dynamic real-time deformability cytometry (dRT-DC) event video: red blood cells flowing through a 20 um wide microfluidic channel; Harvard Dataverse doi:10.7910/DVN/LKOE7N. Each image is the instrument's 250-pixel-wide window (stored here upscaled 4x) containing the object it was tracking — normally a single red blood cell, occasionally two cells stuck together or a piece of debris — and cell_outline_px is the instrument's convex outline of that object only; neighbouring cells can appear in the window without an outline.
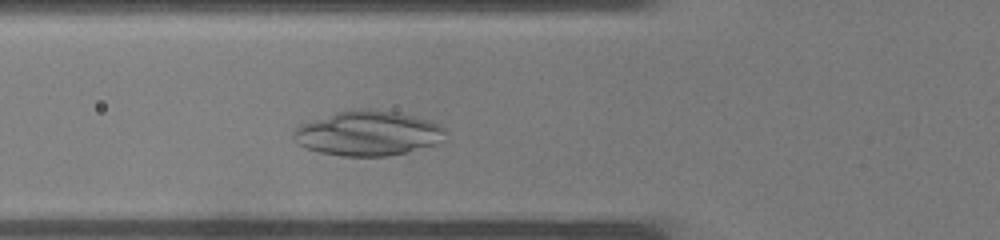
{"species": "common noctule bat (a hibernating species)", "species_latin": "Nyctalus noctula", "temperature_condition": "warm", "stored_images_in_passage": 25, "camera_frame_rate_fps": 3000, "um_per_image_px": 0.085, "animal": {"sex": "male", "body_mass_g": 19.0, "forearm_length_mm": 50.8}, "frame": {"image": 1, "passage_image": 7, "time_ms": 2.0, "image_size_px": [1000, 240], "cell_outline_px": [[448, 128], [444, 140], [436, 144], [388, 156], [344, 156], [320, 152], [308, 148], [300, 144], [292, 136], [296, 128], [300, 124], [336, 112], [360, 108], [396, 112], [416, 116], [440, 124]], "centroid_in_image_um": [31.33, 11.32], "position_along_channel_um": 94.5, "area_um2": 39.54}}
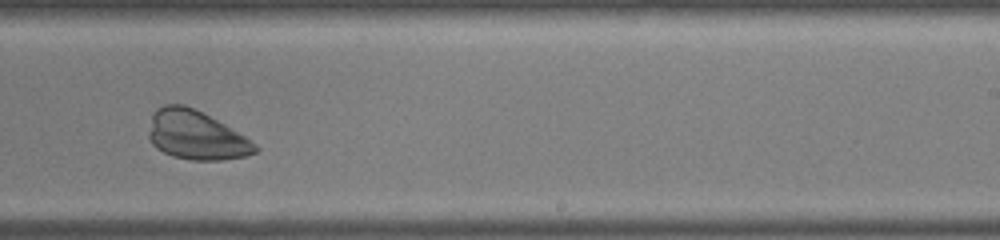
{"frame": {"image": 2, "passage_image": 17, "time_ms": 5.333, "image_size_px": [1000, 240], "cell_outline_px": [[260, 148], [256, 152], [248, 156], [224, 160], [192, 160], [172, 156], [156, 148], [152, 144], [148, 136], [148, 132], [152, 112], [156, 108], [164, 104], [184, 104], [224, 124], [244, 136], [256, 144]], "centroid_in_image_um": [16.64, 11.5], "position_along_channel_um": 272.4, "area_um2": 30.35}}
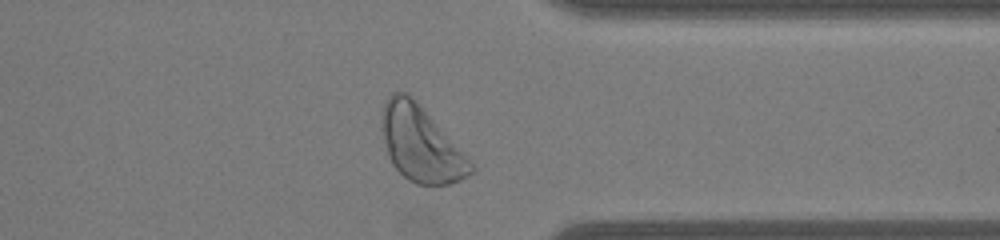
{"frame": {"image": 3, "passage_image": 23, "time_ms": 7.333, "image_size_px": [1000, 240], "cell_outline_px": [[476, 168], [468, 176], [460, 180], [448, 184], [416, 184], [408, 180], [392, 164], [388, 156], [384, 136], [384, 104], [388, 96], [392, 92], [408, 92], [420, 104]], "centroid_in_image_um": [35.78, 12.24], "position_along_channel_um": 375.6, "area_um2": 38.03}}